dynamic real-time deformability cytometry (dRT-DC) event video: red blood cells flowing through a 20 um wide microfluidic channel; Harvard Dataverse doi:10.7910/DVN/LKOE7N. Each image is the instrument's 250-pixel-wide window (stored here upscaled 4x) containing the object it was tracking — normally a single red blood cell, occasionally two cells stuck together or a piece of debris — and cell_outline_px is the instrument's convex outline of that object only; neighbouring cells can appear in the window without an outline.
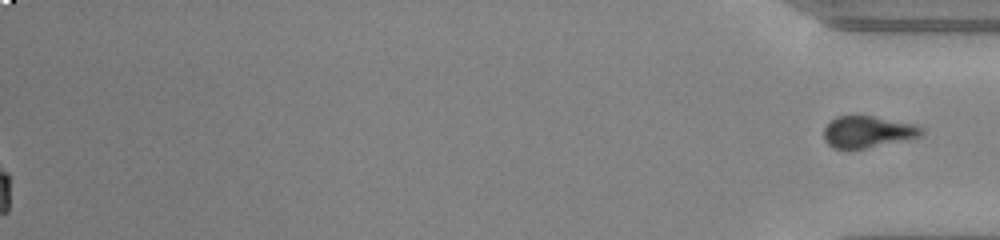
{"species": "common noctule bat (a hibernating species)", "species_latin": "Nyctalus noctula", "temperature_condition": "warm", "stored_images_in_passage": 41, "segment_of_instrument_passage": [2, 2], "camera_frame_rate_fps": 3000, "um_per_image_px": 0.085, "animal": {"sex": "male", "body_mass_g": 20.0, "forearm_length_mm": 53.3}, "frame": {"image": 1, "passage_image": 41, "time_ms": 13.333, "image_size_px": [1000, 240], "cell_outline_px": [[924, 132], [920, 136], [864, 148], [832, 148], [824, 140], [824, 128], [836, 116], [872, 116], [916, 124], [924, 128]], "centroid_in_image_um": [73.75, 11.19], "position_along_channel_um": 361.5, "area_um2": 17.69}}